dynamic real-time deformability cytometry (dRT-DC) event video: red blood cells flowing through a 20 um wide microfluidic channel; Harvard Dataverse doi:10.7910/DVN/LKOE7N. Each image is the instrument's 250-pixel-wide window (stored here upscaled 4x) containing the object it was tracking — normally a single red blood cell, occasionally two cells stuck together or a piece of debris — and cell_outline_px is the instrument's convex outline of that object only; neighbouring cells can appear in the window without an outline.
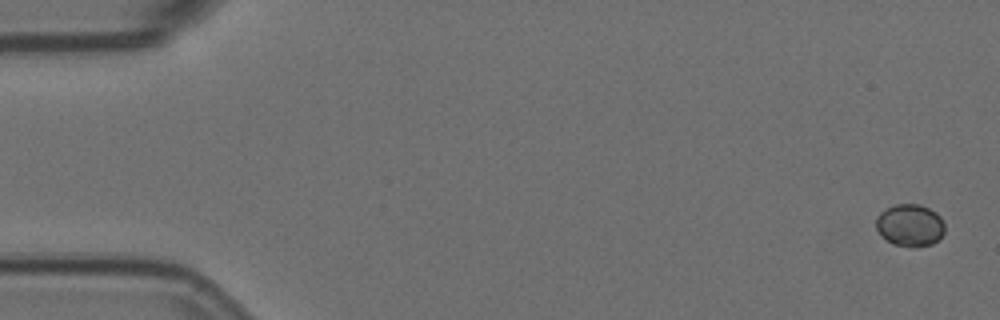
{"species": "Egyptian fruit bat (a non-hibernating species)", "species_latin": "Rousettus aegyptiacus", "temperature_condition": "room temperature", "stored_images_in_passage": 5, "camera_frame_rate_fps": 3000, "um_per_image_px": 0.085, "animal": {"sex": "female"}, "frame": {"image": 1, "passage_image": 1, "time_ms": 0.0, "image_size_px": [1000, 320], "cell_outline_px": [[944, 232], [940, 240], [932, 244], [916, 248], [912, 248], [892, 244], [880, 236], [876, 228], [876, 216], [880, 212], [896, 204], [920, 204], [936, 212], [940, 216], [944, 224]], "centroid_in_image_um": [77.35, 19.17], "position_along_channel_um": 7.7, "area_um2": 17.28}}